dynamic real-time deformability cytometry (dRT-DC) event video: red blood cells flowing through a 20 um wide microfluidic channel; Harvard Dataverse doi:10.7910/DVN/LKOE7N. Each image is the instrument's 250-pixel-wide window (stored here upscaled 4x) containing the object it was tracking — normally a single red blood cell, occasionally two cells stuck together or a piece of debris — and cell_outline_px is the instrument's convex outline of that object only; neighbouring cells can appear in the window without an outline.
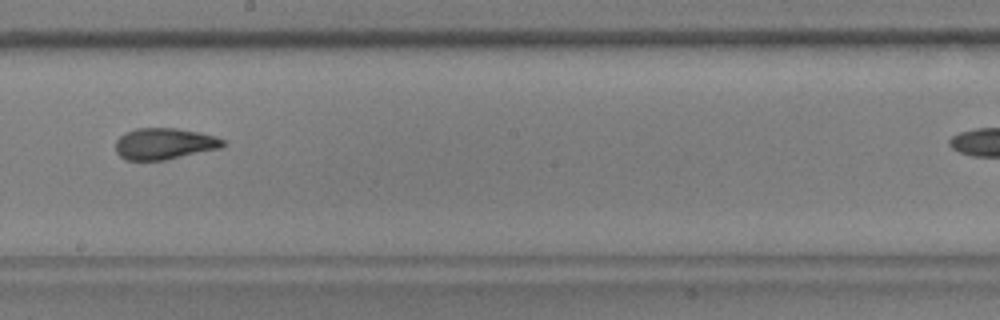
{"species": "common noctule bat (a hibernating species)", "species_latin": "Nyctalus noctula", "temperature_condition": "warm", "stored_images_in_passage": 33, "camera_frame_rate_fps": 3000, "um_per_image_px": 0.085, "animal": {"sex": "male", "body_mass_g": 17.9, "forearm_length_mm": 54.2}, "frame": {"image": 1, "passage_image": 16, "time_ms": 5.0, "image_size_px": [1000, 320], "cell_outline_px": [[224, 144], [220, 148], [164, 160], [128, 160], [120, 156], [116, 152], [116, 140], [124, 132], [136, 128], [176, 128], [200, 132], [216, 136], [224, 140]], "centroid_in_image_um": [13.95, 12.2], "position_along_channel_um": 234.3, "area_um2": 19.59}}
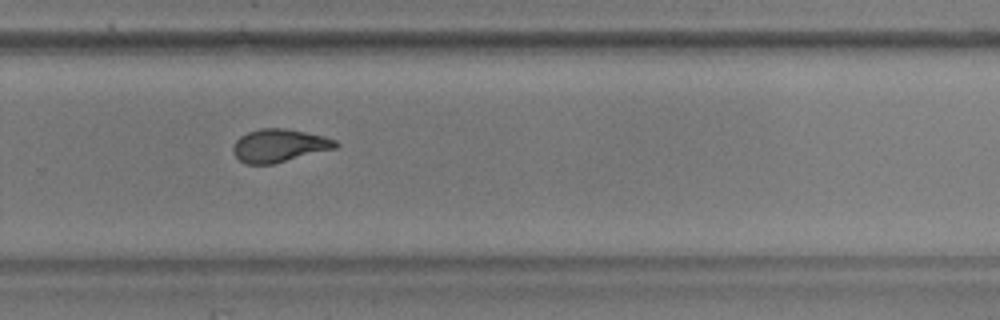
{"frame": {"image": 2, "passage_image": 22, "time_ms": 7.0, "image_size_px": [1000, 320], "cell_outline_px": [[340, 144], [336, 148], [272, 164], [248, 164], [240, 160], [232, 152], [232, 148], [236, 140], [240, 136], [248, 132], [260, 128], [284, 128], [324, 136], [336, 140]], "centroid_in_image_um": [23.73, 12.37], "position_along_channel_um": 306.1, "area_um2": 19.59}}
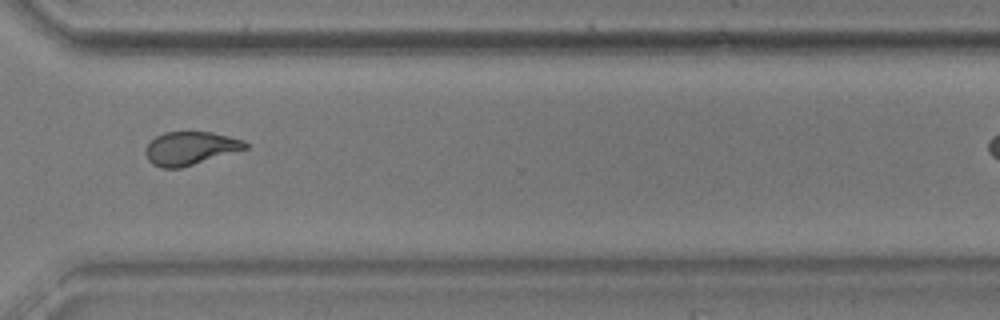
{"frame": {"image": 3, "passage_image": 26, "time_ms": 8.333, "image_size_px": [1000, 320], "cell_outline_px": [[248, 148], [180, 168], [160, 168], [152, 164], [148, 160], [144, 152], [144, 148], [156, 136], [164, 132], [212, 132], [244, 140], [248, 144]], "centroid_in_image_um": [16.14, 12.6], "position_along_channel_um": 354.5, "area_um2": 19.31}, "authors_computed_cell_mechanics": {"area_um2": 19.8832, "velocity_mm_per_s": 3.6003, "shape_relaxation_time_tau1_ms": 6.6997, "shape_relaxation_time_tau2_ms": 1.7119, "deformation_change_tau1": 0.2224, "deformation_change_tau2": 0.0919}}